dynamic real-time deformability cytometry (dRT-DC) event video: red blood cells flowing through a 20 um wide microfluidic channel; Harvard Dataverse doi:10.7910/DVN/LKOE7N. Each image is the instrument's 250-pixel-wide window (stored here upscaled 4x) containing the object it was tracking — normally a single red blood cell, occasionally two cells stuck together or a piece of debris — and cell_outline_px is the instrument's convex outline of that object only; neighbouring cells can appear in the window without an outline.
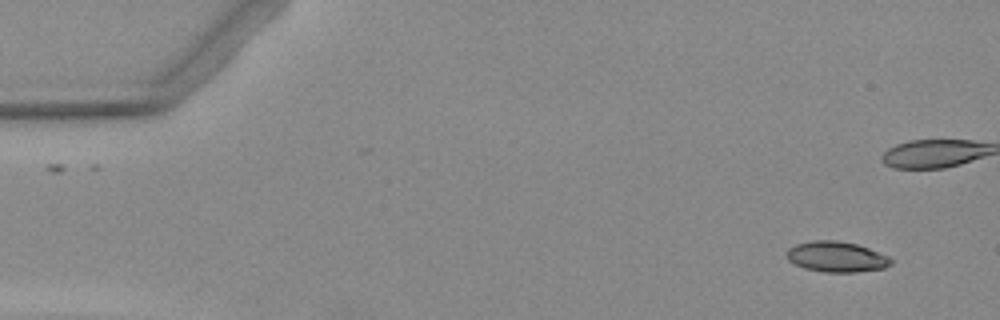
{"species": "Egyptian fruit bat (a non-hibernating species)", "species_latin": "Rousettus aegyptiacus", "temperature_condition": "warm", "stored_images_in_passage": 3, "camera_frame_rate_fps": 3000, "um_per_image_px": 0.085, "animal": {"sex": "female"}, "frame": {"image": 1, "passage_image": 3, "time_ms": 2.333, "image_size_px": [1000, 320], "cell_outline_px": [[892, 264], [884, 268], [856, 272], [824, 272], [804, 268], [792, 264], [788, 260], [784, 252], [788, 248], [796, 244], [812, 240], [836, 240], [856, 244], [868, 248], [888, 256], [892, 260]], "centroid_in_image_um": [71.05, 21.83], "position_along_channel_um": 14.0, "area_um2": 18.73}}